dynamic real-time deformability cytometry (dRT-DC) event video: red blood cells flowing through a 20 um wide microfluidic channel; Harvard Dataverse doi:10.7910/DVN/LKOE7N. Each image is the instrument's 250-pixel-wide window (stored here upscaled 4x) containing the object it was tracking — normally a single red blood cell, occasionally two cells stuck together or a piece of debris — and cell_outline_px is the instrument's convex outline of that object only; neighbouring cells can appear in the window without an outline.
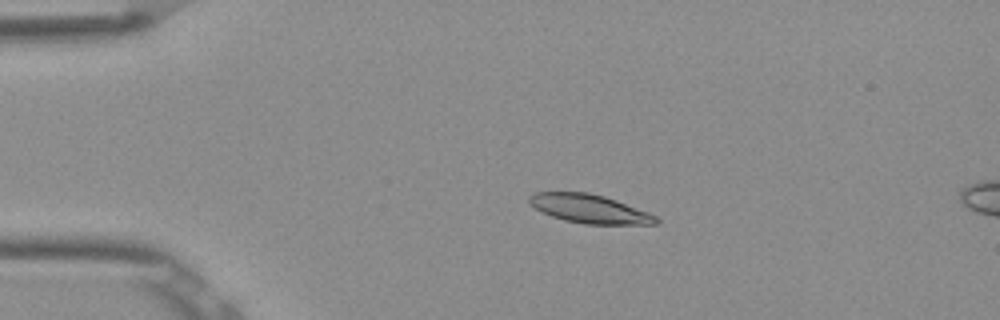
{"species": "Egyptian fruit bat (a non-hibernating species)", "species_latin": "Rousettus aegyptiacus", "temperature_condition": "room temperature", "stored_images_in_passage": 5, "camera_frame_rate_fps": 3000, "um_per_image_px": 0.085, "frame": {"image": 1, "passage_image": 3, "time_ms": 0.667, "image_size_px": [1000, 320], "cell_outline_px": [[660, 224], [584, 224], [564, 220], [552, 216], [528, 204], [528, 196], [532, 192], [588, 192], [604, 196], [616, 200], [648, 212], [656, 216], [660, 220]], "centroid_in_image_um": [50.1, 17.74], "position_along_channel_um": 34.9, "area_um2": 21.21}}